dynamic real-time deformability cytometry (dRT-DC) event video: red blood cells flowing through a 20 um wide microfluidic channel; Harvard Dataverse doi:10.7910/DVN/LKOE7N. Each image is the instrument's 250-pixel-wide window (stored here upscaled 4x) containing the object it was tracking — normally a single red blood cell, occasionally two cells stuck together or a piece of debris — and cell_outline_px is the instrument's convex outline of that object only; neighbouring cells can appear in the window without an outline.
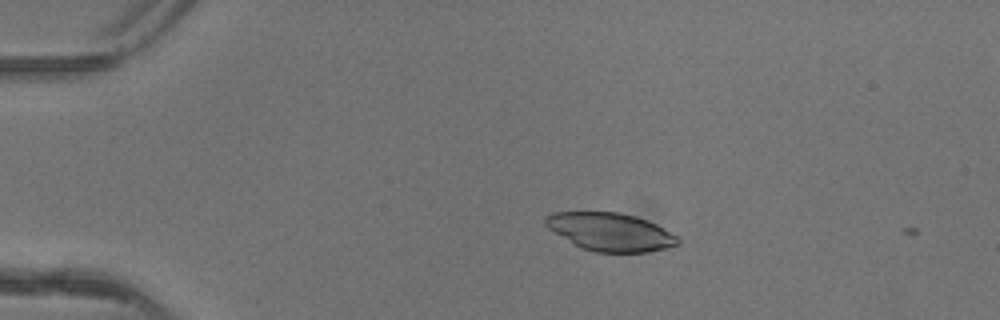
{"species": "common noctule bat (a hibernating species)", "species_latin": "Nyctalus noctula", "temperature_condition": "warm", "stored_images_in_passage": 3, "camera_frame_rate_fps": 3000, "um_per_image_px": 0.085, "animal": {"sex": "female"}, "frame": {"image": 1, "passage_image": 2, "time_ms": 0.333, "image_size_px": [1000, 320], "cell_outline_px": [[680, 244], [664, 248], [644, 252], [592, 252], [580, 248], [548, 228], [544, 224], [544, 220], [552, 212], [616, 212], [636, 216], [656, 224], [676, 236], [680, 240]], "centroid_in_image_um": [51.85, 19.71], "position_along_channel_um": 33.1, "area_um2": 29.13}}